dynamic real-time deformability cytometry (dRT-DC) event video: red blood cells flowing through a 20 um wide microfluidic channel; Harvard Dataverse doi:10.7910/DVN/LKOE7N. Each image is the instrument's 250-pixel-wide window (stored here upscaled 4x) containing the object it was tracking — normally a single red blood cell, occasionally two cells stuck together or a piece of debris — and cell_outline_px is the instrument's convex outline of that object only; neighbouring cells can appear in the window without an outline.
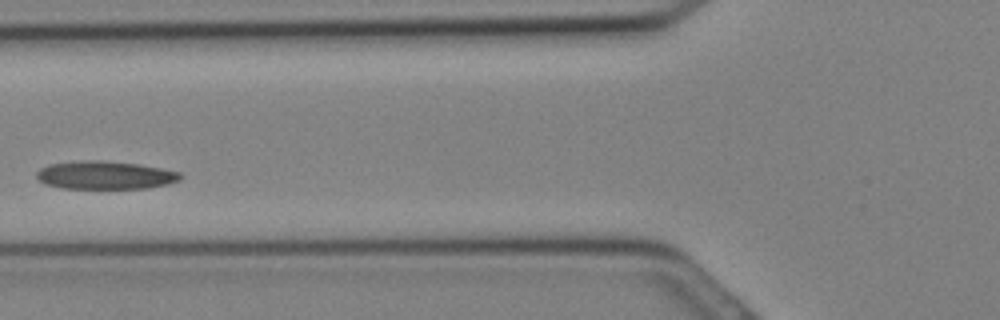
{"species": "Egyptian fruit bat (a non-hibernating species)", "species_latin": "Rousettus aegyptiacus", "temperature_condition": "cold", "stored_images_in_passage": 13, "camera_frame_rate_fps": 3000, "um_per_image_px": 0.085, "animal": {"sex": "female"}, "frame": {"image": 1, "passage_image": 8, "time_ms": 2.333, "image_size_px": [1000, 320], "cell_outline_px": [[184, 176], [180, 180], [164, 184], [144, 188], [64, 188], [44, 184], [36, 176], [36, 172], [40, 168], [48, 164], [84, 160], [104, 160], [136, 164], [160, 168], [180, 172]], "centroid_in_image_um": [8.9, 14.88], "position_along_channel_um": 116.9, "area_um2": 23.41}}
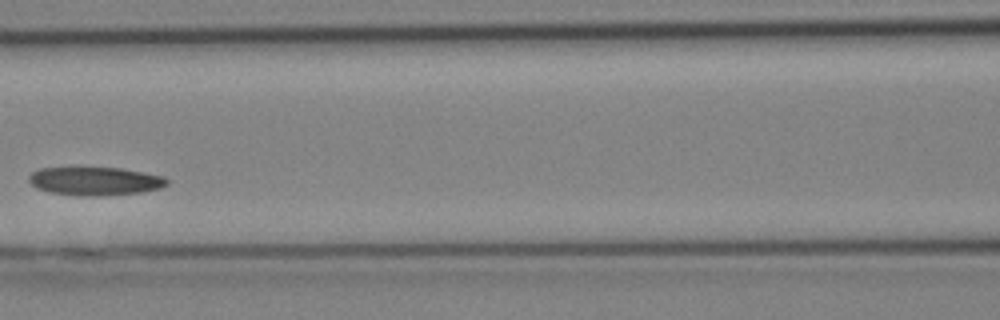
{"frame": {"image": 2, "passage_image": 10, "time_ms": 3.0, "image_size_px": [1000, 320], "cell_outline_px": [[168, 184], [160, 188], [140, 192], [100, 196], [76, 196], [48, 192], [36, 188], [28, 180], [28, 176], [32, 172], [40, 168], [80, 164], [120, 168], [164, 176], [168, 180]], "centroid_in_image_um": [7.99, 15.34], "position_along_channel_um": 158.6, "area_um2": 23.99}}